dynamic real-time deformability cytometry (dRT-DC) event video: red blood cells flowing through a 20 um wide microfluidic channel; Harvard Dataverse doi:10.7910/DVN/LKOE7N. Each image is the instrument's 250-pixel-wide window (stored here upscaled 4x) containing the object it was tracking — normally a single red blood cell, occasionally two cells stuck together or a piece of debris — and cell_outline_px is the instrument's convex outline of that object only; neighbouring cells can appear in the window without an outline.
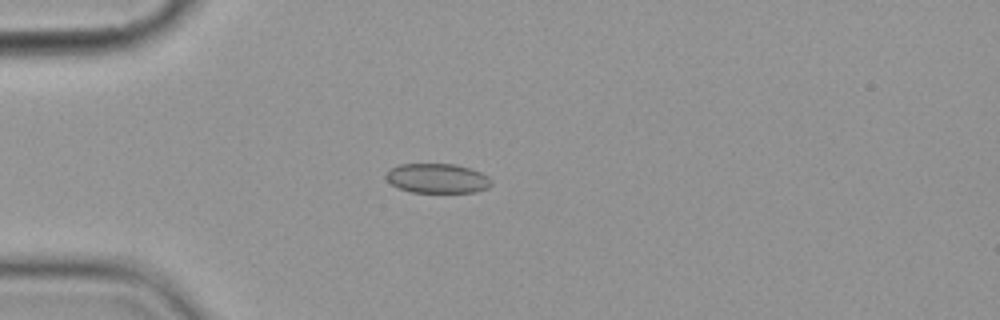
{"species": "common noctule bat (a hibernating species)", "species_latin": "Nyctalus noctula", "temperature_condition": "cold", "stored_images_in_passage": 7, "camera_frame_rate_fps": 3000, "um_per_image_px": 0.085, "animal": {"sex": "female", "body_mass_g": 19.9}, "frame": {"image": 1, "passage_image": 5, "time_ms": 5.0, "image_size_px": [1000, 320], "cell_outline_px": [[492, 184], [488, 188], [476, 192], [412, 192], [400, 188], [392, 184], [384, 176], [392, 168], [400, 164], [456, 164], [472, 168], [488, 176], [492, 180]], "centroid_in_image_um": [37.23, 15.15], "position_along_channel_um": 47.8, "area_um2": 18.15}}
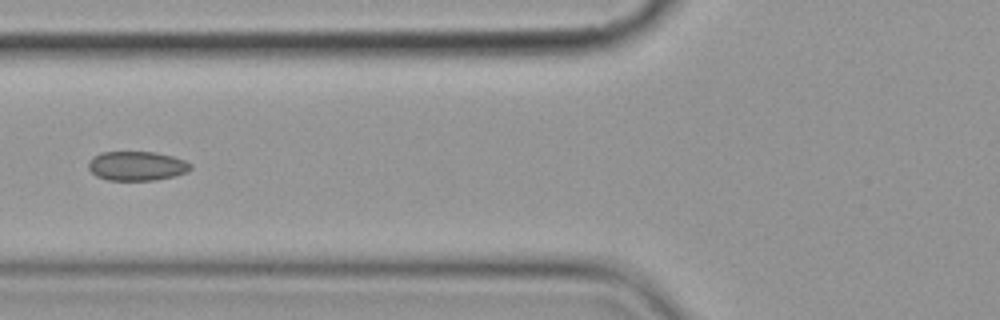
{"frame": {"image": 2, "passage_image": 7, "time_ms": 7.333, "image_size_px": [1000, 320], "cell_outline_px": [[192, 168], [188, 172], [176, 176], [156, 180], [108, 180], [96, 176], [88, 168], [88, 160], [92, 156], [100, 152], [156, 152], [172, 156], [184, 160], [192, 164]], "centroid_in_image_um": [11.63, 14.1], "position_along_channel_um": 114.2, "area_um2": 17.69}}